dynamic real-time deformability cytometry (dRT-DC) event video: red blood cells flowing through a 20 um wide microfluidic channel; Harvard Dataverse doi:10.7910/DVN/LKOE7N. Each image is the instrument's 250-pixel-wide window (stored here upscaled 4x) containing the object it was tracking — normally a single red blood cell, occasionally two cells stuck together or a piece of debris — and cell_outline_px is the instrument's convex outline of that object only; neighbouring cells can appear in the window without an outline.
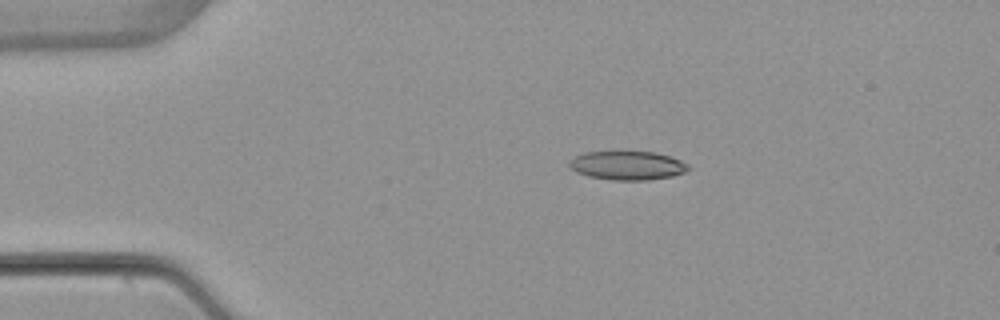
{"species": "common noctule bat (a hibernating species)", "species_latin": "Nyctalus noctula", "temperature_condition": "warm", "stored_images_in_passage": 5, "camera_frame_rate_fps": 3000, "um_per_image_px": 0.085, "animal": {"sex": "female", "body_mass_g": 22.7, "forearm_length_mm": 54.2}, "frame": {"image": 1, "passage_image": 2, "time_ms": 2.0, "image_size_px": [1000, 320], "cell_outline_px": [[692, 168], [684, 172], [672, 176], [648, 180], [612, 180], [588, 176], [576, 172], [568, 164], [568, 160], [584, 152], [656, 152], [672, 156], [688, 164]], "centroid_in_image_um": [53.35, 14.06], "position_along_channel_um": 31.7, "area_um2": 20.06}}
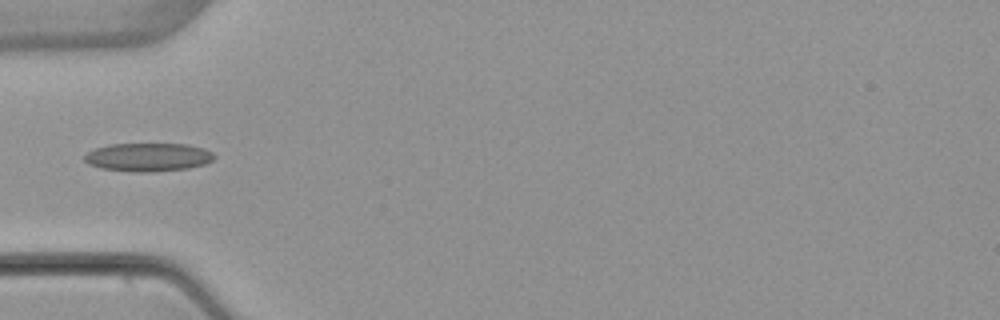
{"frame": {"image": 2, "passage_image": 4, "time_ms": 4.333, "image_size_px": [1000, 320], "cell_outline_px": [[216, 156], [212, 160], [204, 164], [188, 168], [148, 172], [136, 172], [100, 168], [88, 164], [84, 160], [84, 156], [88, 152], [96, 148], [108, 144], [188, 144], [204, 148], [212, 152]], "centroid_in_image_um": [12.59, 13.35], "position_along_channel_um": 72.4, "area_um2": 21.44}}
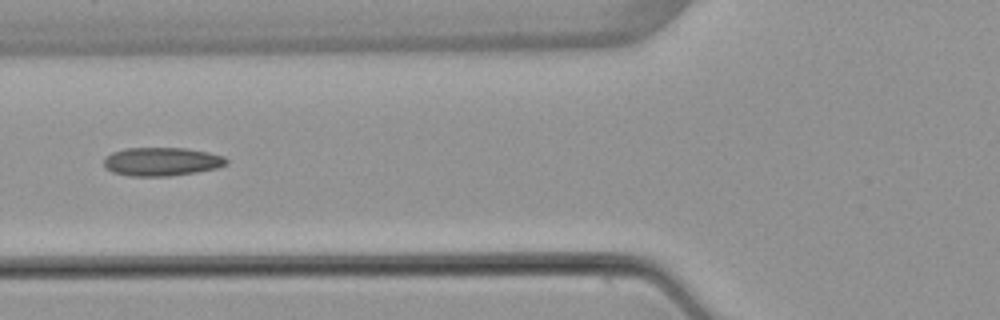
{"frame": {"image": 3, "passage_image": 5, "time_ms": 5.333, "image_size_px": [1000, 320], "cell_outline_px": [[228, 164], [216, 168], [196, 172], [168, 176], [128, 176], [112, 172], [104, 168], [104, 160], [112, 152], [124, 148], [188, 148], [208, 152], [224, 156], [228, 160]], "centroid_in_image_um": [13.74, 13.73], "position_along_channel_um": 112.1, "area_um2": 20.46}}